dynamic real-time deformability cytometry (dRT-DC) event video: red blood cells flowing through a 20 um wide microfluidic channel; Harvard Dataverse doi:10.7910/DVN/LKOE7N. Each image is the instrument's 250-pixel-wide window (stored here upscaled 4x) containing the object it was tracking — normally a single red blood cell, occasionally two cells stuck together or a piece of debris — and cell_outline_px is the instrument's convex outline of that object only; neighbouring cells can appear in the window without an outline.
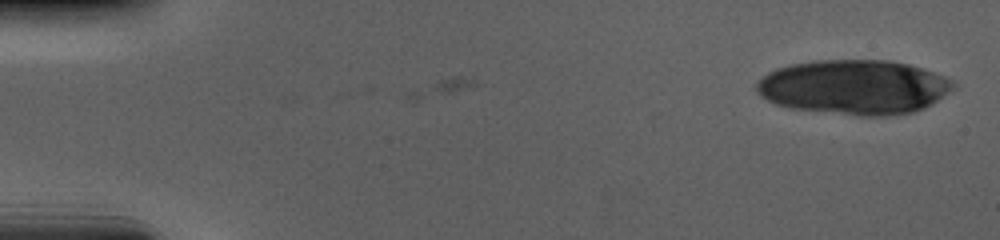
{"species": "human", "species_latin": "Homo sapiens", "temperature_condition": "cold", "stored_images_in_passage": 4, "camera_frame_rate_fps": 3000, "um_per_image_px": 0.085, "donor": {"sex": "male"}, "frame": {"image": 1, "passage_image": 4, "time_ms": 1.0, "image_size_px": [1000, 240], "cell_outline_px": [[956, 84], [952, 88], [932, 104], [924, 108], [912, 112], [888, 116], [860, 116], [792, 108], [776, 104], [760, 96], [756, 92], [756, 84], [768, 72], [776, 68], [792, 64], [816, 60], [888, 60], [908, 64], [944, 76], [952, 80]], "centroid_in_image_um": [72.58, 7.4], "position_along_channel_um": 12.4, "area_um2": 62.37}}